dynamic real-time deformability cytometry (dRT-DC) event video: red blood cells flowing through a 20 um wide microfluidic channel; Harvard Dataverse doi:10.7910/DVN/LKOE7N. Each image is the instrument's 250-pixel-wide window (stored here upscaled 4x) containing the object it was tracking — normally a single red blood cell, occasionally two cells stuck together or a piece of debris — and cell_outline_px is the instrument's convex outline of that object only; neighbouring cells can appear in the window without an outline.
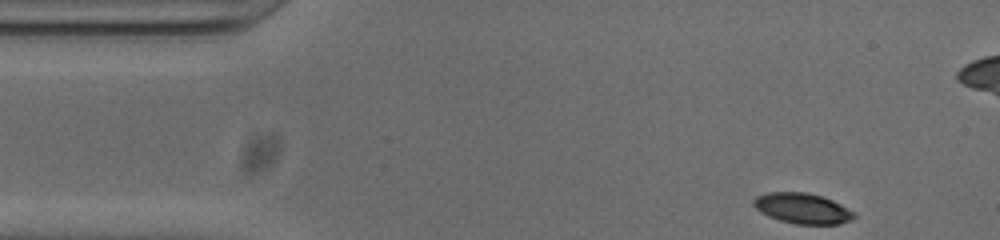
{"species": "common noctule bat (a hibernating species)", "species_latin": "Nyctalus noctula", "temperature_condition": "cold", "stored_images_in_passage": 50, "camera_frame_rate_fps": 3000, "um_per_image_px": 0.085, "animal": {"sex": "male", "body_mass_g": 20.0, "forearm_length_mm": 53.3}, "frame": {"image": 1, "passage_image": 1, "time_ms": 0.0, "image_size_px": [1000, 240], "cell_outline_px": [[856, 216], [852, 220], [840, 224], [796, 224], [780, 220], [768, 216], [760, 212], [752, 204], [752, 200], [756, 196], [768, 192], [808, 192], [824, 196], [856, 212]], "centroid_in_image_um": [68.22, 17.7], "position_along_channel_um": 16.8, "area_um2": 18.09}}
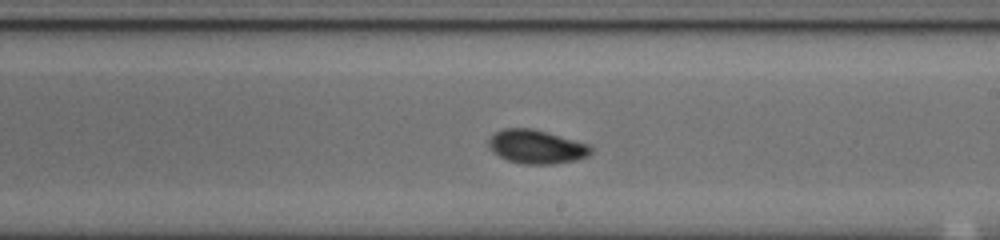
{"frame": {"image": 2, "passage_image": 25, "time_ms": 8.0, "image_size_px": [1000, 240], "cell_outline_px": [[592, 152], [588, 156], [576, 160], [552, 164], [524, 164], [508, 160], [492, 152], [488, 144], [488, 140], [496, 132], [504, 128], [532, 128], [588, 144], [592, 148]], "centroid_in_image_um": [45.59, 12.48], "position_along_channel_um": 243.4, "area_um2": 19.94}}
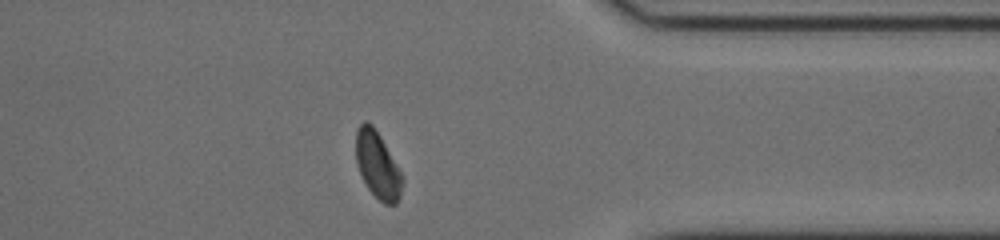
{"frame": {"image": 3, "passage_image": 37, "time_ms": 12.0, "image_size_px": [1000, 240], "cell_outline_px": [[404, 180], [400, 196], [396, 204], [384, 204], [368, 188], [356, 164], [356, 128], [364, 120], [372, 124], [380, 136], [400, 172]], "centroid_in_image_um": [32.08, 14.02], "position_along_channel_um": 379.3, "area_um2": 17.74}, "authors_computed_cell_mechanics": {"area_um2": 19.2185, "velocity_mm_per_s": 3.8023, "shape_relaxation_time_tau1_ms": 5.4186, "shape_relaxation_time_tau2_ms": 6.281, "deformation_change_tau1": 0.1535, "deformation_change_tau2": 0.0661}}